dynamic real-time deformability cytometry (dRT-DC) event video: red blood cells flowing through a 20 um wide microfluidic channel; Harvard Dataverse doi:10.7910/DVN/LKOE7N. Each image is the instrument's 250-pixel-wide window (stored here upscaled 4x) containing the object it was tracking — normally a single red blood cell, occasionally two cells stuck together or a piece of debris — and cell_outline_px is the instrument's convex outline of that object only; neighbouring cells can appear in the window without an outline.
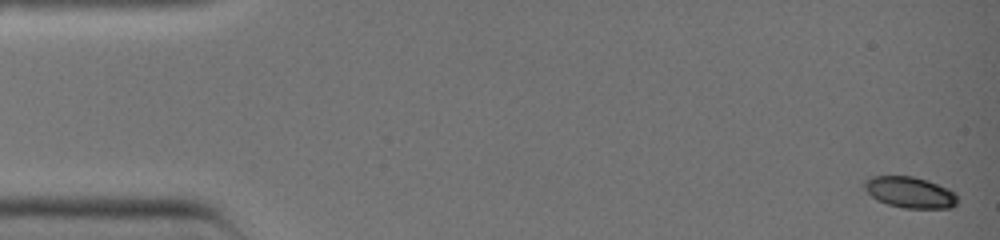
{"species": "common noctule bat (a hibernating species)", "species_latin": "Nyctalus noctula", "temperature_condition": "warm", "stored_images_in_passage": 39, "camera_frame_rate_fps": 3000, "um_per_image_px": 0.085, "animal": {"sex": "female", "body_mass_g": 19.0, "forearm_length_mm": 51.5}, "frame": {"image": 1, "passage_image": 1, "time_ms": 0.0, "image_size_px": [1000, 240], "cell_outline_px": [[956, 204], [952, 208], [904, 208], [888, 204], [876, 200], [864, 188], [864, 180], [872, 176], [912, 176], [928, 180], [948, 188], [956, 192]], "centroid_in_image_um": [77.35, 16.34], "position_along_channel_um": 7.7, "area_um2": 16.94}}
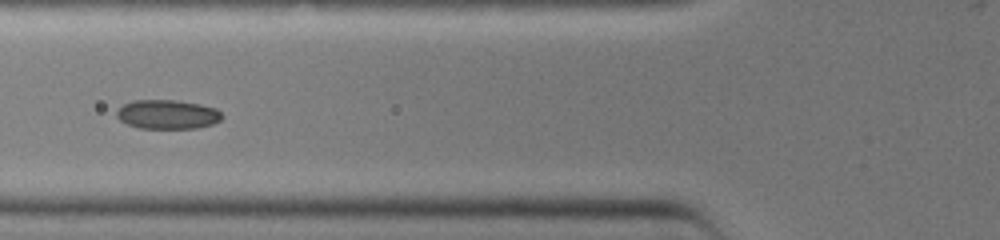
{"frame": {"image": 2, "passage_image": 16, "time_ms": 5.0, "image_size_px": [1000, 240], "cell_outline_px": [[224, 116], [220, 120], [212, 124], [196, 128], [140, 128], [128, 124], [120, 120], [116, 116], [116, 112], [124, 104], [132, 100], [176, 100], [200, 104], [216, 108]], "centroid_in_image_um": [14.25, 9.72], "position_along_channel_um": 111.6, "area_um2": 17.86}}
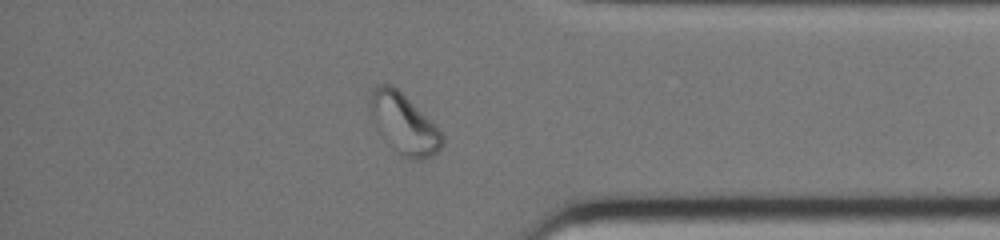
{"frame": {"image": 3, "passage_image": 34, "time_ms": 11.0, "image_size_px": [1000, 240], "cell_outline_px": [[444, 144], [432, 156], [416, 160], [404, 156], [376, 128], [368, 104], [368, 100], [372, 88], [380, 84], [392, 84], [436, 124], [444, 140]], "centroid_in_image_um": [34.33, 10.46], "position_along_channel_um": 400.9, "area_um2": 24.74}}